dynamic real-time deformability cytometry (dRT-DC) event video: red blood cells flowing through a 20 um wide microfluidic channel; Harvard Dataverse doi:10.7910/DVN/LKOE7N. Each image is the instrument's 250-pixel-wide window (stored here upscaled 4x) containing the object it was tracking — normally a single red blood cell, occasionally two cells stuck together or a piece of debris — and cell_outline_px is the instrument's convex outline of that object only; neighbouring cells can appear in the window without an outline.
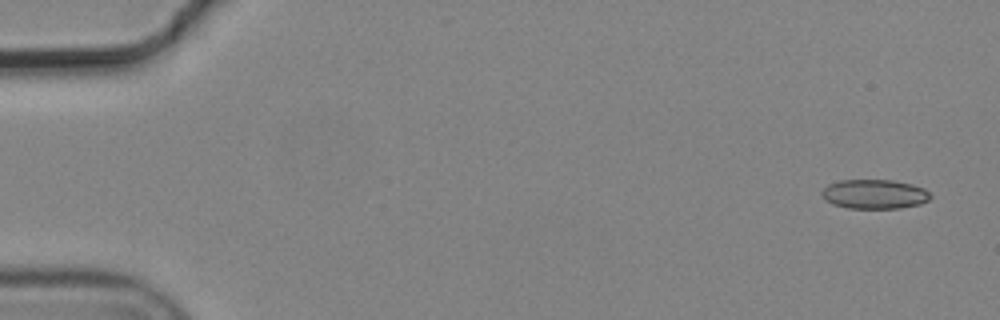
{"species": "common noctule bat (a hibernating species)", "species_latin": "Nyctalus noctula", "temperature_condition": "cold", "stored_images_in_passage": 4, "camera_frame_rate_fps": 3000, "um_per_image_px": 0.085, "animal": {"sex": "male", "body_mass_g": 19.2, "forearm_length_mm": 51.8}, "frame": {"image": 1, "passage_image": 1, "time_ms": 0.0, "image_size_px": [1000, 320], "cell_outline_px": [[932, 196], [928, 200], [920, 204], [900, 208], [848, 208], [832, 204], [824, 200], [820, 192], [828, 184], [840, 180], [892, 180], [912, 184], [924, 188]], "centroid_in_image_um": [74.31, 16.5], "position_along_channel_um": 10.7, "area_um2": 18.67}}